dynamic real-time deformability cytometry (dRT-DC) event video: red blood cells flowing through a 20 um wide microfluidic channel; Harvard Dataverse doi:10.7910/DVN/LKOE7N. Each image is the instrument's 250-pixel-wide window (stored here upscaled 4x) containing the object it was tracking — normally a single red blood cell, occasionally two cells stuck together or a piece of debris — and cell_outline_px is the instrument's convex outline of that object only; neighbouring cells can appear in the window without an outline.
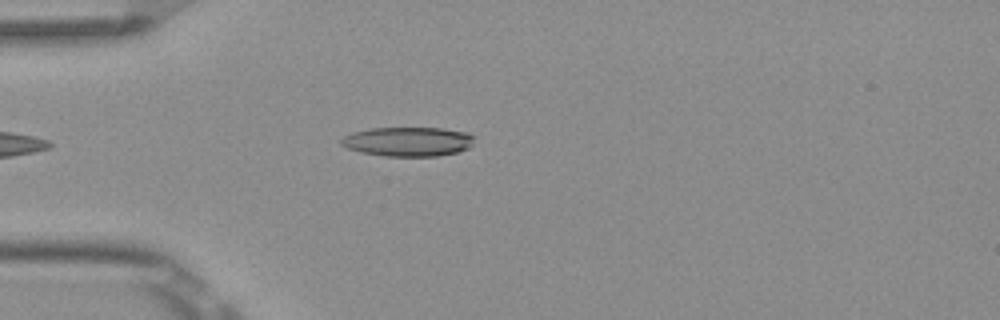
{"species": "Egyptian fruit bat (a non-hibernating species)", "species_latin": "Rousettus aegyptiacus", "temperature_condition": "room temperature", "stored_images_in_passage": 5, "camera_frame_rate_fps": 3000, "um_per_image_px": 0.085, "frame": {"image": 1, "passage_image": 5, "time_ms": 1.333, "image_size_px": [1000, 320], "cell_outline_px": [[476, 136], [472, 144], [468, 148], [456, 152], [436, 156], [384, 156], [360, 152], [348, 148], [340, 144], [340, 140], [344, 136], [352, 132], [372, 128], [440, 128], [468, 132]], "centroid_in_image_um": [34.69, 12.03], "position_along_channel_um": 50.3, "area_um2": 22.83}}